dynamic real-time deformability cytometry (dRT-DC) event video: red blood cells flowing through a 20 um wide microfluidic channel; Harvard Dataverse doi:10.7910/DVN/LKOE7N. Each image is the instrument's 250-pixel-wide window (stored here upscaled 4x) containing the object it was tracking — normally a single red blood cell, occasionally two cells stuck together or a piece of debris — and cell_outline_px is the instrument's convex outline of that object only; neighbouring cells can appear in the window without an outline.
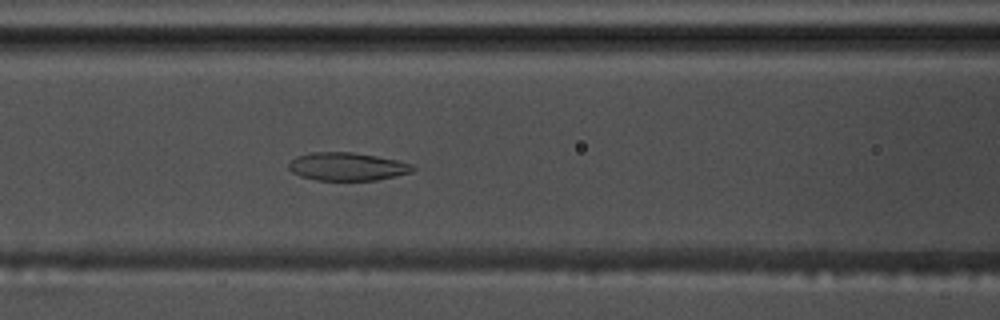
{"species": "common noctule bat (a hibernating species)", "species_latin": "Nyctalus noctula", "temperature_condition": "warm", "stored_images_in_passage": 56, "camera_frame_rate_fps": 3000, "um_per_image_px": 0.085, "animal": {"sex": "male", "body_mass_g": 17.5, "forearm_length_mm": 52.3}, "frame": {"image": 1, "passage_image": 24, "time_ms": 7.667, "image_size_px": [1000, 320], "cell_outline_px": [[416, 168], [412, 172], [376, 180], [316, 180], [300, 176], [292, 172], [288, 168], [288, 164], [296, 156], [312, 152], [352, 152], [376, 156], [396, 160], [412, 164]], "centroid_in_image_um": [29.49, 14.16], "position_along_channel_um": 137.1, "area_um2": 20.23}}
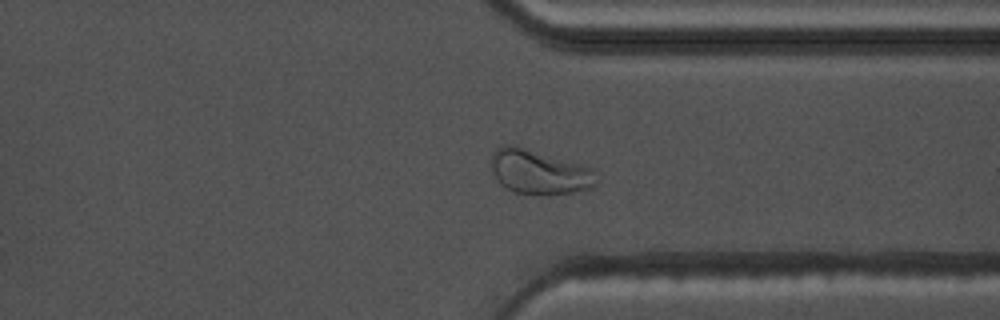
{"frame": {"image": 2, "passage_image": 43, "time_ms": 14.0, "image_size_px": [1000, 320], "cell_outline_px": [[600, 180], [592, 188], [572, 192], [512, 192], [500, 184], [492, 168], [492, 152], [496, 148], [504, 144], [520, 148], [592, 168]], "centroid_in_image_um": [45.84, 14.62], "position_along_channel_um": 365.6, "area_um2": 25.89}}
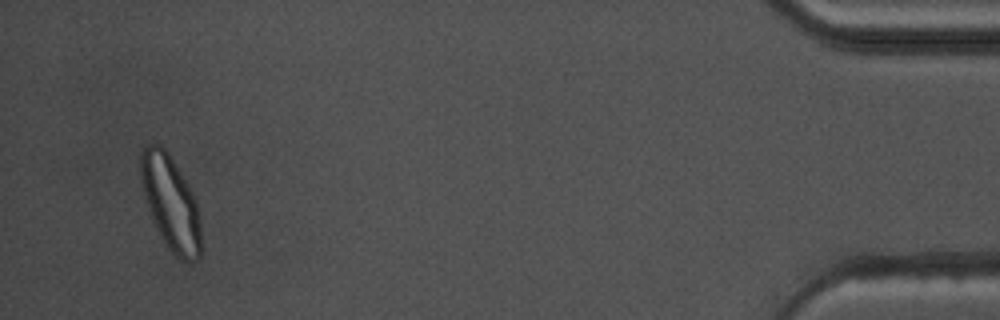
{"frame": {"image": 3, "passage_image": 54, "time_ms": 17.667, "image_size_px": [1000, 320], "cell_outline_px": [[200, 260], [192, 264], [188, 264], [180, 260], [168, 248], [152, 216], [140, 184], [140, 152], [144, 144], [160, 144], [168, 152], [188, 184], [192, 192], [196, 204], [200, 220]], "centroid_in_image_um": [14.51, 17.24], "position_along_channel_um": 420.7, "area_um2": 33.06}, "authors_computed_cell_mechanics": {"area_um2": 25.5476, "velocity_mm_per_s": 3.6216, "shape_relaxation_time_tau1_ms": 11.046, "shape_relaxation_time_tau2_ms": 1.6609, "deformation_change_tau1": 0.2183, "deformation_change_tau2": 0.0592}}